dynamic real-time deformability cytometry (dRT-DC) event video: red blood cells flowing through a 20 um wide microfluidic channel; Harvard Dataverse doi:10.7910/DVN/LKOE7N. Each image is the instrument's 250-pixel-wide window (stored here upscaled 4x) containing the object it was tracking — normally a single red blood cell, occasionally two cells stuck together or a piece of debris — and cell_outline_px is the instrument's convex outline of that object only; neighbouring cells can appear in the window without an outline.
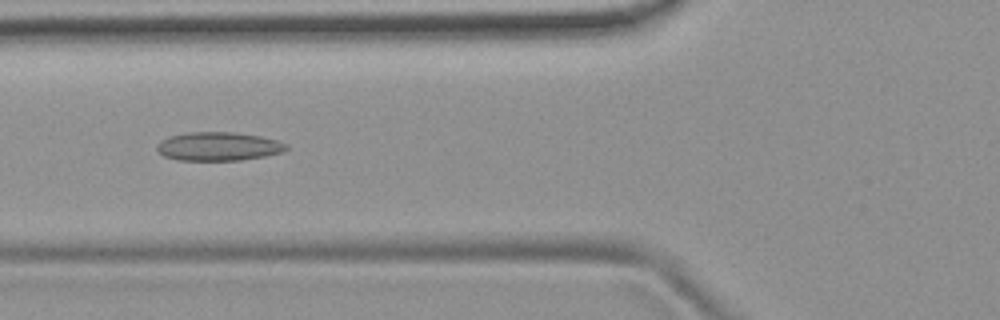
{"species": "common noctule bat (a hibernating species)", "species_latin": "Nyctalus noctula", "temperature_condition": "room temperature", "stored_images_in_passage": 5, "camera_frame_rate_fps": 3000, "um_per_image_px": 0.085, "animal": {"sex": "female", "body_mass_g": 19.9}, "frame": {"image": 1, "passage_image": 4, "time_ms": 1.0, "image_size_px": [1000, 320], "cell_outline_px": [[288, 148], [284, 152], [264, 156], [240, 160], [176, 160], [164, 156], [156, 148], [160, 140], [168, 136], [188, 132], [236, 132], [260, 136], [276, 140], [288, 144]], "centroid_in_image_um": [18.57, 12.44], "position_along_channel_um": 107.2, "area_um2": 21.68}}
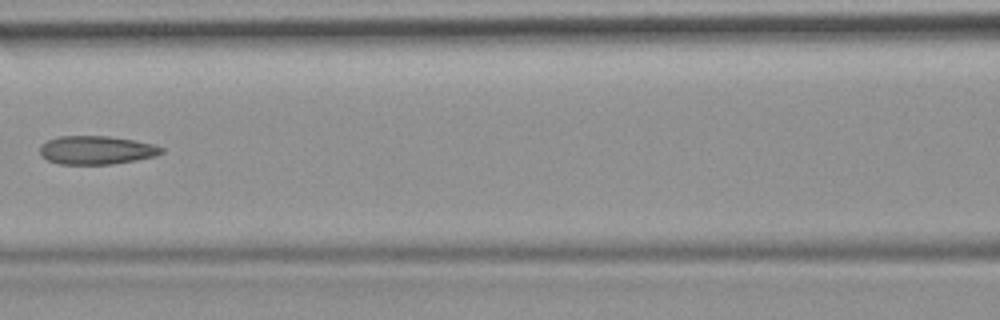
{"frame": {"image": 2, "passage_image": 5, "time_ms": 1.333, "image_size_px": [1000, 320], "cell_outline_px": [[164, 152], [156, 156], [136, 160], [112, 164], [60, 164], [48, 160], [40, 156], [40, 144], [48, 140], [60, 136], [108, 136], [132, 140], [152, 144], [164, 148]], "centroid_in_image_um": [8.18, 12.76], "position_along_channel_um": 158.4, "area_um2": 20.17}}